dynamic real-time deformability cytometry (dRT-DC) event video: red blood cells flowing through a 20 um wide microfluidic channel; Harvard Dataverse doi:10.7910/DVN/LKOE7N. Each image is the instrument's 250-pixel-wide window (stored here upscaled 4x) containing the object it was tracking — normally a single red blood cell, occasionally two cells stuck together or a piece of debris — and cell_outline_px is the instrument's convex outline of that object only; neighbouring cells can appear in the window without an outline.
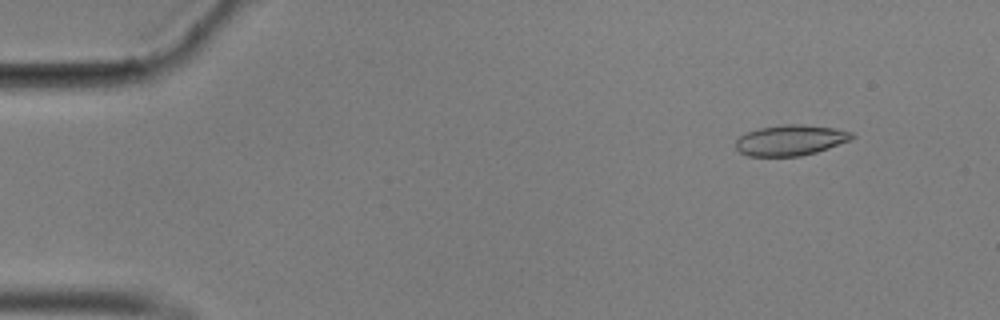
{"species": "common noctule bat (a hibernating species)", "species_latin": "Nyctalus noctula", "temperature_condition": "cold", "stored_images_in_passage": 58, "camera_frame_rate_fps": 3000, "um_per_image_px": 0.085, "animal": {"sex": "male", "body_mass_g": 17.9}, "frame": {"image": 1, "passage_image": 6, "time_ms": 1.667, "image_size_px": [1000, 320], "cell_outline_px": [[856, 136], [852, 140], [816, 152], [800, 156], [748, 156], [740, 152], [736, 148], [736, 140], [740, 136], [748, 132], [760, 128], [784, 124], [804, 124], [836, 128], [852, 132]], "centroid_in_image_um": [67.23, 11.91], "position_along_channel_um": 17.8, "area_um2": 20.81}}
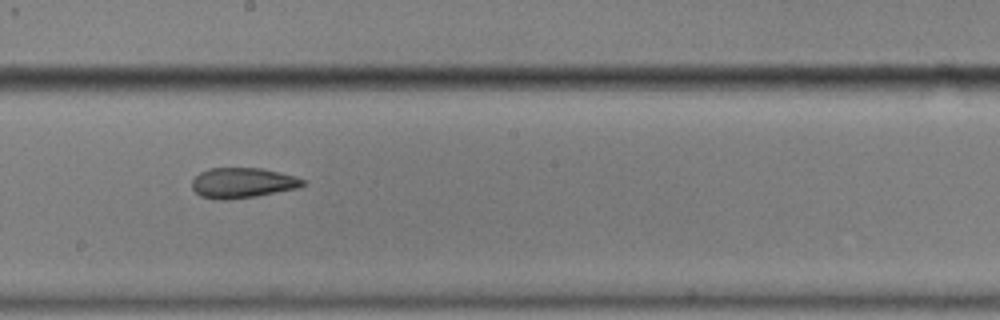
{"frame": {"image": 2, "passage_image": 32, "time_ms": 10.333, "image_size_px": [1000, 320], "cell_outline_px": [[304, 184], [296, 188], [256, 196], [228, 200], [216, 200], [200, 196], [192, 188], [192, 180], [200, 172], [208, 168], [260, 168], [280, 172], [296, 176], [304, 180]], "centroid_in_image_um": [20.57, 15.54], "position_along_channel_um": 227.6, "area_um2": 19.54}}
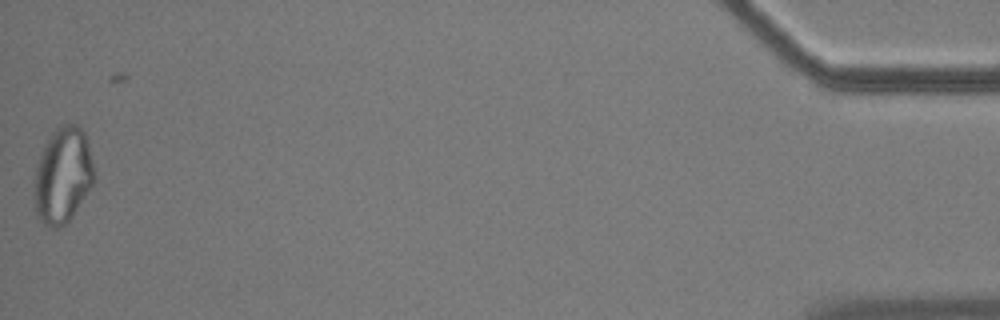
{"frame": {"image": 3, "passage_image": 57, "time_ms": 18.667, "image_size_px": [1000, 320], "cell_outline_px": [[96, 180], [72, 216], [60, 228], [52, 228], [44, 224], [36, 216], [36, 164], [52, 132], [56, 128], [64, 124], [80, 124], [84, 132], [88, 144], [96, 172]], "centroid_in_image_um": [5.39, 14.9], "position_along_channel_um": 429.8, "area_um2": 33.23}, "authors_computed_cell_mechanics": {"area_um2": 20.8369, "velocity_mm_per_s": 3.5276, "shape_relaxation_time_tau1_ms": null, "shape_relaxation_time_tau2_ms": 4.3256, "deformation_change_tau1": null, "deformation_change_tau2": 0.1116}}